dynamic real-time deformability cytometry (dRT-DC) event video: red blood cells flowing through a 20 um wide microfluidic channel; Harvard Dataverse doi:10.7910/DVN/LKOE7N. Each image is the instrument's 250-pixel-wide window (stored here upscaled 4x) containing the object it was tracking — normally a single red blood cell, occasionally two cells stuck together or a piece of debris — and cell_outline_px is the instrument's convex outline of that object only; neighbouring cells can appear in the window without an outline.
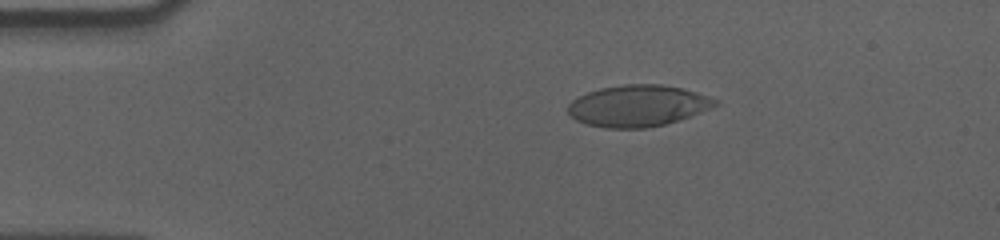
{"species": "human", "species_latin": "Homo sapiens", "temperature_condition": "cold", "stored_images_in_passage": 52, "camera_frame_rate_fps": 3000, "um_per_image_px": 0.085, "donor": {"sex": "male"}, "frame": {"image": 1, "passage_image": 11, "time_ms": 3.333, "image_size_px": [1000, 240], "cell_outline_px": [[720, 104], [712, 108], [664, 124], [648, 128], [608, 128], [588, 124], [576, 120], [568, 112], [568, 104], [572, 100], [588, 92], [600, 88], [624, 84], [660, 84], [680, 88], [696, 92], [720, 100]], "centroid_in_image_um": [54.23, 8.98], "position_along_channel_um": 30.8, "area_um2": 35.32}}
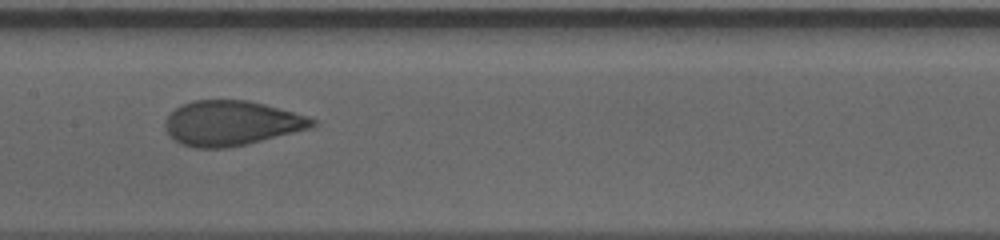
{"frame": {"image": 2, "passage_image": 29, "time_ms": 9.333, "image_size_px": [1000, 240], "cell_outline_px": [[316, 124], [312, 128], [248, 144], [228, 148], [196, 148], [180, 144], [164, 128], [164, 120], [180, 104], [192, 100], [248, 100], [264, 104], [308, 116], [316, 120]], "centroid_in_image_um": [19.67, 10.47], "position_along_channel_um": 187.7, "area_um2": 38.61}}
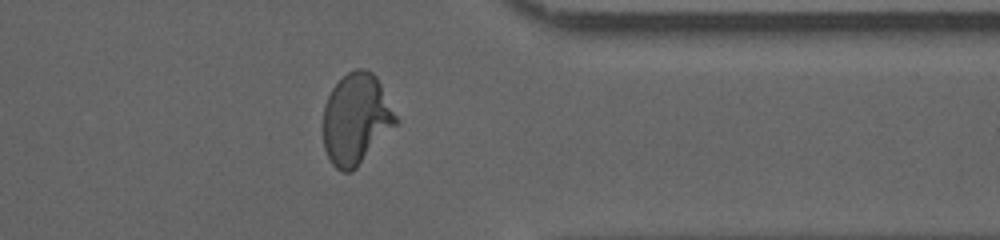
{"frame": {"image": 3, "passage_image": 46, "time_ms": 15.0, "image_size_px": [1000, 240], "cell_outline_px": [[400, 120], [356, 168], [352, 172], [340, 172], [332, 164], [324, 148], [324, 104], [332, 88], [348, 72], [356, 68], [364, 68], [372, 72], [376, 76]], "centroid_in_image_um": [30.28, 10.11], "position_along_channel_um": 381.1, "area_um2": 38.38}, "authors_computed_cell_mechanics": {"area_um2": 37.9457, "velocity_mm_per_s": 3.5581, "shape_relaxation_time_tau1_ms": 5.6992, "shape_relaxation_time_tau2_ms": 0.79, "deformation_change_tau1": 0.1869, "deformation_change_tau2": 0.0578}}